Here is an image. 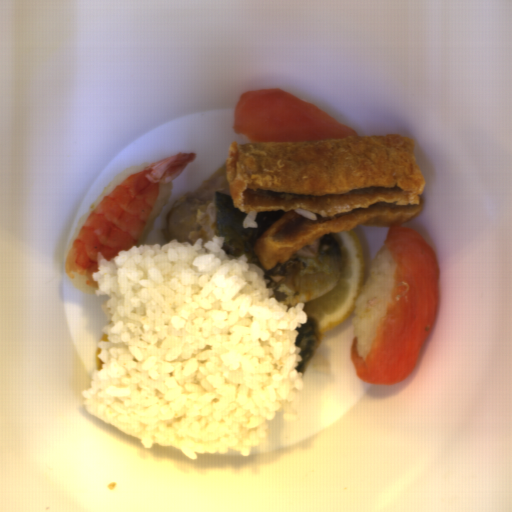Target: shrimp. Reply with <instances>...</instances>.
<instances>
[{"label":"shrimp","instance_id":"a79e029a","mask_svg":"<svg viewBox=\"0 0 512 512\" xmlns=\"http://www.w3.org/2000/svg\"><path fill=\"white\" fill-rule=\"evenodd\" d=\"M198 158L197 153L161 157L148 167L127 174L114 185L71 239L65 254V273L86 277L96 288L97 255L105 259L139 245L161 187L177 179Z\"/></svg>","mask_w":512,"mask_h":512}]
</instances>
